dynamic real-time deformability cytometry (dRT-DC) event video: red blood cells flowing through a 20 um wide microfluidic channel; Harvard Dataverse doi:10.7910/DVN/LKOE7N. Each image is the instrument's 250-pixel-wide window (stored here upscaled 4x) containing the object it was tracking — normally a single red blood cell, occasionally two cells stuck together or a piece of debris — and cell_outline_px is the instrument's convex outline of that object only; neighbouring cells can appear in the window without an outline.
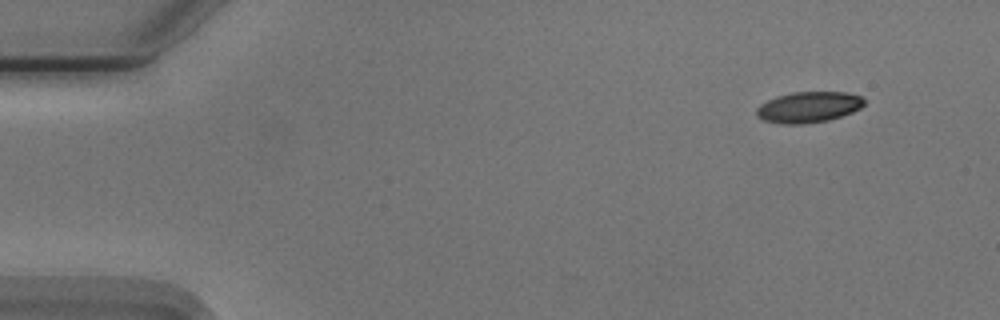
{"species": "Egyptian fruit bat (a non-hibernating species)", "species_latin": "Rousettus aegyptiacus", "temperature_condition": "cold", "stored_images_in_passage": 11, "camera_frame_rate_fps": 3000, "um_per_image_px": 0.085, "animal": {"sex": "male"}, "frame": {"image": 1, "passage_image": 1, "time_ms": 0.0, "image_size_px": [1000, 320], "cell_outline_px": [[864, 104], [860, 108], [852, 112], [828, 120], [800, 124], [784, 124], [764, 120], [756, 116], [756, 108], [760, 104], [776, 96], [792, 92], [848, 92], [860, 96], [864, 100]], "centroid_in_image_um": [68.71, 9.1], "position_along_channel_um": 16.3, "area_um2": 19.31}}